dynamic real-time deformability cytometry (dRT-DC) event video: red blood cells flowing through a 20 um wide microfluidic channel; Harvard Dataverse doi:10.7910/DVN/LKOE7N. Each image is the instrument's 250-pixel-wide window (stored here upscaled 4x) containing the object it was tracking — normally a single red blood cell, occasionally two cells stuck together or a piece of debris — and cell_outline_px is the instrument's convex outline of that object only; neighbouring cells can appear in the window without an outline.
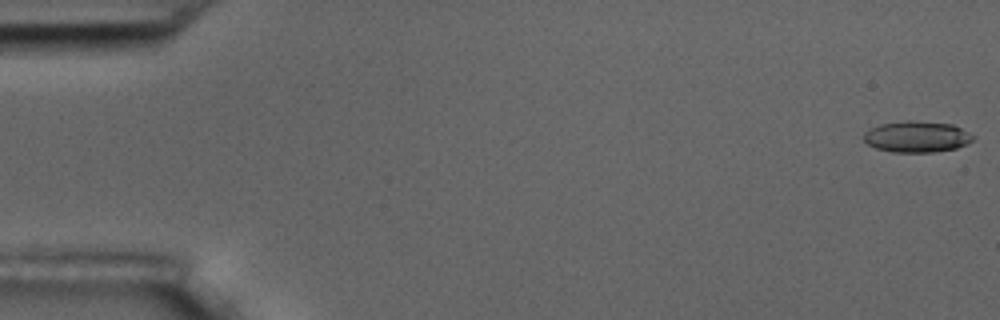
{"species": "common noctule bat (a hibernating species)", "species_latin": "Nyctalus noctula", "temperature_condition": "room temperature", "stored_images_in_passage": 9, "camera_frame_rate_fps": 3000, "um_per_image_px": 0.085, "animal": {"sex": "male", "body_mass_g": 17.5, "forearm_length_mm": 52.3}, "frame": {"image": 1, "passage_image": 1, "time_ms": 0.0, "image_size_px": [1000, 320], "cell_outline_px": [[976, 136], [968, 144], [956, 148], [932, 152], [892, 152], [876, 148], [868, 144], [864, 140], [864, 132], [880, 124], [904, 120], [912, 120], [952, 124]], "centroid_in_image_um": [77.94, 11.61], "position_along_channel_um": 7.1, "area_um2": 19.88}}
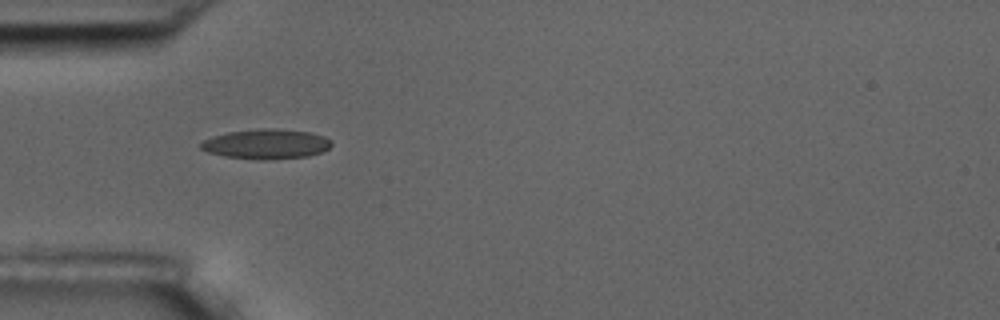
{"frame": {"image": 2, "passage_image": 6, "time_ms": 5.667, "image_size_px": [1000, 320], "cell_outline_px": [[332, 144], [328, 148], [320, 152], [308, 156], [268, 160], [260, 160], [224, 156], [208, 152], [200, 148], [200, 144], [204, 140], [212, 136], [228, 132], [264, 128], [268, 128], [308, 132], [324, 136], [332, 140]], "centroid_in_image_um": [22.62, 12.25], "position_along_channel_um": 62.4, "area_um2": 22.6}}
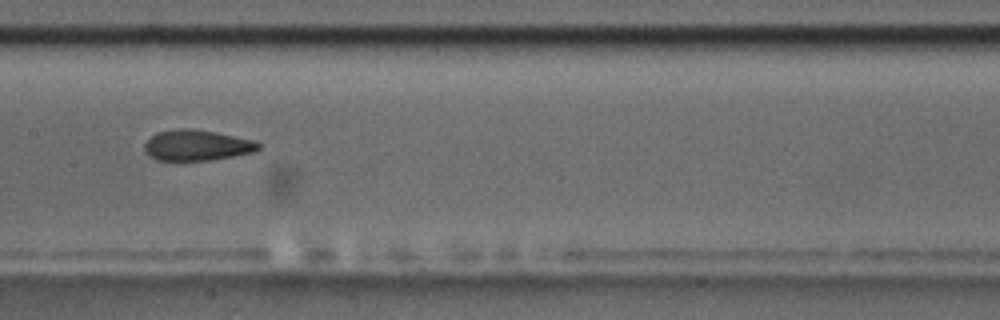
{"frame": {"image": 3, "passage_image": 9, "time_ms": 9.333, "image_size_px": [1000, 320], "cell_outline_px": [[260, 148], [256, 152], [212, 160], [156, 160], [148, 156], [144, 152], [144, 144], [156, 132], [176, 128], [196, 128], [256, 140], [260, 144]], "centroid_in_image_um": [16.74, 12.34], "position_along_channel_um": 190.7, "area_um2": 20.81}}